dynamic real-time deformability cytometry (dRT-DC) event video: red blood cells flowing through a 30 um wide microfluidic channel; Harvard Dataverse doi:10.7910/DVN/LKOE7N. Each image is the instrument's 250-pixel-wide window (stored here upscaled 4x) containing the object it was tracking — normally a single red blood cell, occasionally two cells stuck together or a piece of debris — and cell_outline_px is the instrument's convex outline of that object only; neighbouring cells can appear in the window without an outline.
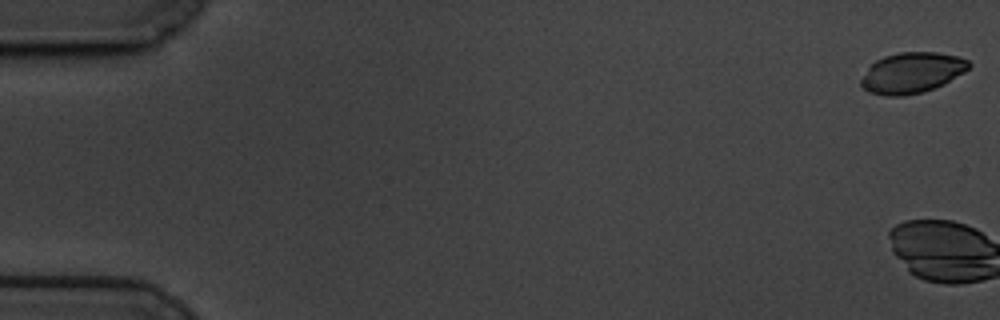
{"species": "common noctule bat (a hibernating species)", "species_latin": "Nyctalus noctula", "temperature_condition": "cold", "stored_images_in_passage": 3, "camera_frame_rate_fps": 3000, "um_per_image_px": 0.085, "animal": {"sex": "male", "body_mass_g": 19.5, "forearm_length_mm": 54.6}, "frame": {"image": 1, "passage_image": 1, "time_ms": 0.0, "image_size_px": [1000, 320], "cell_outline_px": [[972, 64], [964, 72], [944, 84], [924, 92], [904, 96], [884, 96], [868, 92], [860, 84], [860, 80], [868, 68], [876, 60], [884, 56], [900, 52], [936, 52], [960, 56], [968, 60]], "centroid_in_image_um": [77.52, 6.19], "position_along_channel_um": 7.5, "area_um2": 25.72}}